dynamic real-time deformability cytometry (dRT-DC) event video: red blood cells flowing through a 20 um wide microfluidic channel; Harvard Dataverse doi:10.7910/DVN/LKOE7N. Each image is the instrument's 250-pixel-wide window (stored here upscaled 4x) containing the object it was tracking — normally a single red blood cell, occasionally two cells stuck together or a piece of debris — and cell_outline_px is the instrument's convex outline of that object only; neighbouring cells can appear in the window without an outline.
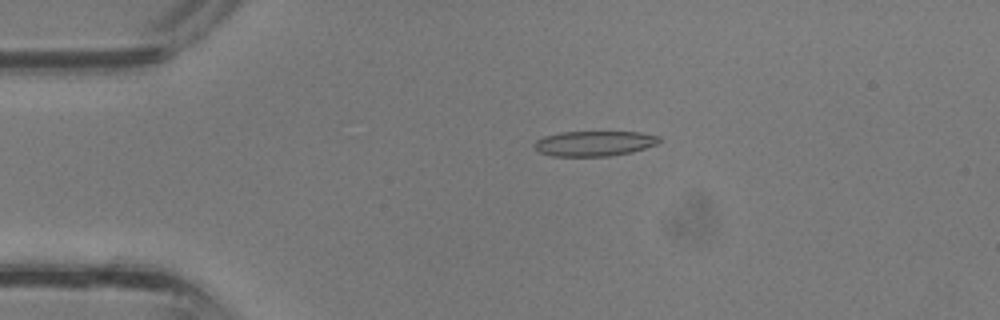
{"species": "common noctule bat (a hibernating species)", "species_latin": "Nyctalus noctula", "temperature_condition": "room temperature", "stored_images_in_passage": 35, "camera_frame_rate_fps": 3000, "um_per_image_px": 0.085, "animal": {"sex": "male", "body_mass_g": 13.3}, "frame": {"image": 1, "passage_image": 6, "time_ms": 1.667, "image_size_px": [1000, 320], "cell_outline_px": [[660, 140], [656, 144], [632, 152], [608, 156], [552, 156], [540, 152], [532, 144], [536, 140], [544, 136], [560, 132], [640, 132], [660, 136]], "centroid_in_image_um": [50.5, 12.19], "position_along_channel_um": 34.5, "area_um2": 18.26}}
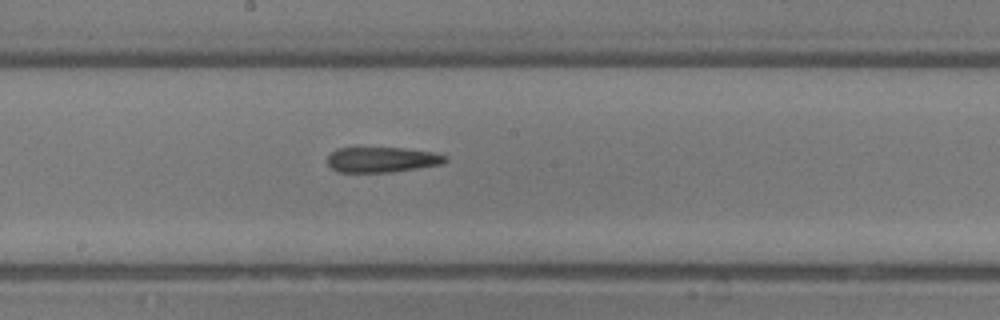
{"frame": {"image": 2, "passage_image": 18, "time_ms": 5.667, "image_size_px": [1000, 320], "cell_outline_px": [[448, 160], [440, 164], [392, 172], [336, 172], [328, 164], [328, 156], [332, 152], [340, 148], [404, 148], [436, 152], [448, 156]], "centroid_in_image_um": [32.5, 13.57], "position_along_channel_um": 215.7, "area_um2": 17.34}}
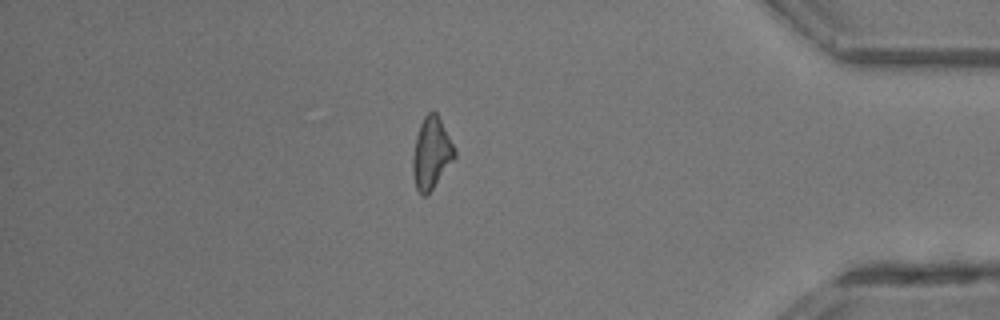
{"frame": {"image": 3, "passage_image": 30, "time_ms": 9.667, "image_size_px": [1000, 320], "cell_outline_px": [[456, 156], [432, 188], [424, 196], [416, 188], [412, 172], [412, 160], [416, 136], [420, 124], [424, 116], [432, 108], [436, 112], [456, 148]], "centroid_in_image_um": [36.66, 12.96], "position_along_channel_um": 398.5, "area_um2": 17.28}}